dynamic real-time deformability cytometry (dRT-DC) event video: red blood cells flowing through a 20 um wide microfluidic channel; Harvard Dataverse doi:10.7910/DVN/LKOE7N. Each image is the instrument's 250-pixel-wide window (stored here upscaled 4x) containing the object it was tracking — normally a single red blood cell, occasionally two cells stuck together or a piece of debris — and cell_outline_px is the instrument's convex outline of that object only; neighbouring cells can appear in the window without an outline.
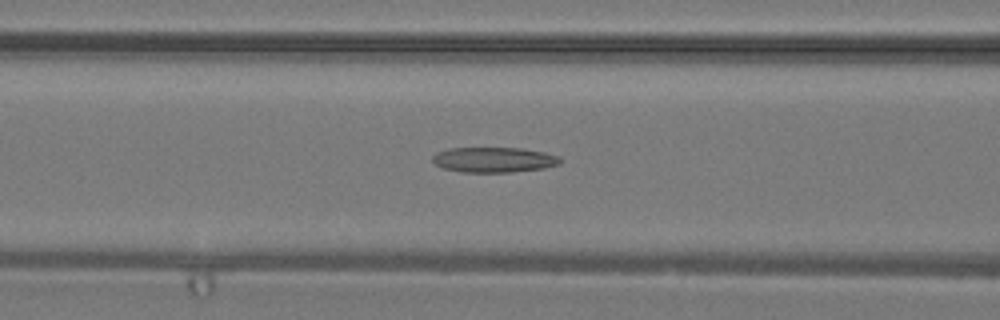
{"species": "common noctule bat (a hibernating species)", "species_latin": "Nyctalus noctula", "temperature_condition": "warm", "stored_images_in_passage": 38, "camera_frame_rate_fps": 3000, "um_per_image_px": 0.085, "animal": {"sex": "male", "body_mass_g": 19.2, "forearm_length_mm": 51.8}, "frame": {"image": 1, "passage_image": 18, "time_ms": 5.667, "image_size_px": [1000, 320], "cell_outline_px": [[560, 164], [544, 168], [512, 172], [460, 172], [444, 168], [436, 164], [432, 160], [432, 156], [436, 152], [448, 148], [520, 148], [544, 152], [560, 156]], "centroid_in_image_um": [41.97, 13.58], "position_along_channel_um": 124.6, "area_um2": 18.79}}
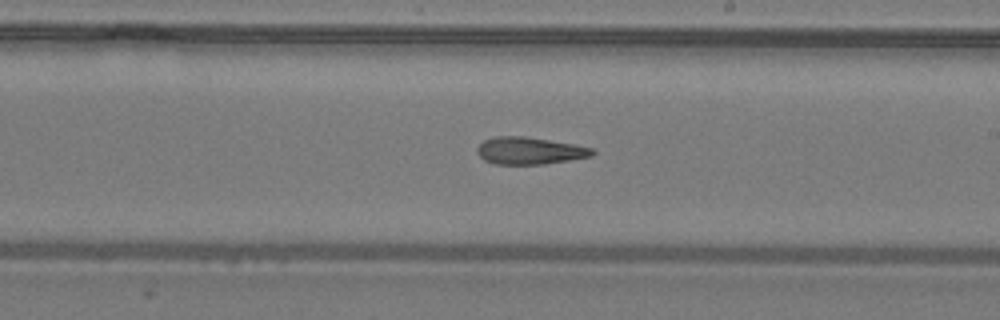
{"frame": {"image": 2, "passage_image": 25, "time_ms": 8.0, "image_size_px": [1000, 320], "cell_outline_px": [[596, 152], [592, 156], [544, 164], [496, 164], [484, 160], [476, 152], [476, 148], [484, 140], [496, 136], [524, 136], [572, 144], [592, 148]], "centroid_in_image_um": [44.99, 12.81], "position_along_channel_um": 244.0, "area_um2": 18.09}}
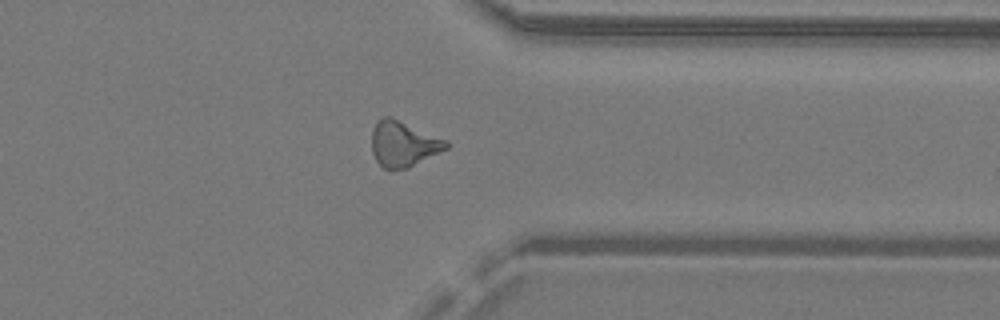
{"frame": {"image": 3, "passage_image": 33, "time_ms": 10.667, "image_size_px": [1000, 320], "cell_outline_px": [[448, 148], [408, 168], [392, 172], [384, 168], [376, 160], [372, 152], [372, 128], [384, 116], [392, 116], [448, 140]], "centroid_in_image_um": [34.29, 12.24], "position_along_channel_um": 377.1, "area_um2": 20.06}}